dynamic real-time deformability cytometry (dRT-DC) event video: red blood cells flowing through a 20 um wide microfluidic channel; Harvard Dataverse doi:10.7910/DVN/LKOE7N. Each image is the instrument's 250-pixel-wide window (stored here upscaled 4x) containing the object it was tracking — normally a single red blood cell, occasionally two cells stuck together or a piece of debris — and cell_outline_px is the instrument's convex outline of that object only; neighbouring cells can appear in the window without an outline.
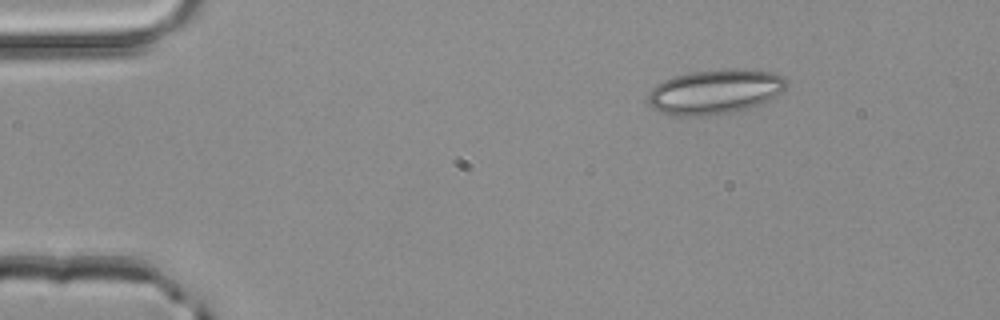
{"species": "common noctule bat (a hibernating species)", "species_latin": "Nyctalus noctula", "temperature_condition": "room temperature", "stored_images_in_passage": 2, "camera_frame_rate_fps": 3000, "um_per_image_px": 0.085, "animal": {"sex": "male", "body_mass_g": 20.4}, "frame": {"image": 1, "passage_image": 1, "time_ms": 0.0, "image_size_px": [1000, 320], "cell_outline_px": [[788, 84], [780, 92], [768, 100], [760, 104], [728, 112], [704, 116], [680, 116], [660, 112], [652, 108], [648, 104], [648, 92], [656, 84], [672, 76], [692, 72], [728, 68], [740, 68], [772, 72], [784, 76], [788, 80]], "centroid_in_image_um": [60.75, 7.77], "position_along_channel_um": 24.3, "area_um2": 36.07}}